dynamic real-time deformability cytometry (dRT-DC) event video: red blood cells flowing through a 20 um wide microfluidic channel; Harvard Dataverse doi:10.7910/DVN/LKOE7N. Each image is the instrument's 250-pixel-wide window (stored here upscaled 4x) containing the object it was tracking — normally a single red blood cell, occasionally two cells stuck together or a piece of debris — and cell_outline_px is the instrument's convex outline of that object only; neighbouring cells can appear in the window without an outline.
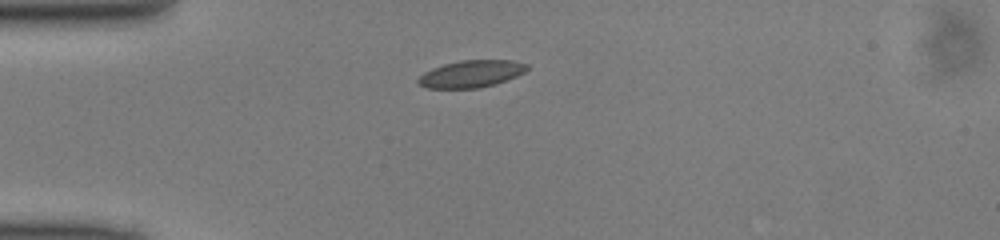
{"species": "common noctule bat (a hibernating species)", "species_latin": "Nyctalus noctula", "temperature_condition": "cold", "stored_images_in_passage": 38, "camera_frame_rate_fps": 3000, "um_per_image_px": 0.085, "animal": {"sex": "male", "body_mass_g": 13.0, "forearm_length_mm": 53.1}, "frame": {"image": 1, "passage_image": 1, "time_ms": 0.0, "image_size_px": [1000, 240], "cell_outline_px": [[528, 68], [524, 72], [516, 76], [496, 84], [480, 88], [428, 88], [416, 84], [416, 80], [424, 72], [432, 68], [444, 64], [460, 60], [512, 60], [528, 64]], "centroid_in_image_um": [40.03, 6.28], "position_along_channel_um": 45.0, "area_um2": 17.28}}
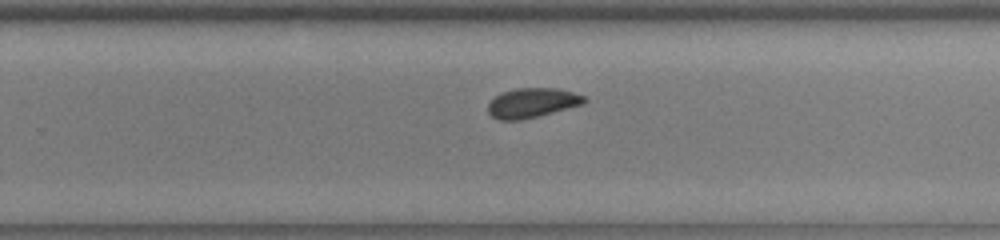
{"frame": {"image": 2, "passage_image": 20, "time_ms": 6.333, "image_size_px": [1000, 240], "cell_outline_px": [[588, 100], [584, 104], [520, 120], [500, 120], [492, 116], [488, 112], [488, 104], [496, 96], [504, 92], [516, 88], [556, 88], [572, 92], [584, 96]], "centroid_in_image_um": [45.24, 8.74], "position_along_channel_um": 284.6, "area_um2": 16.36}}
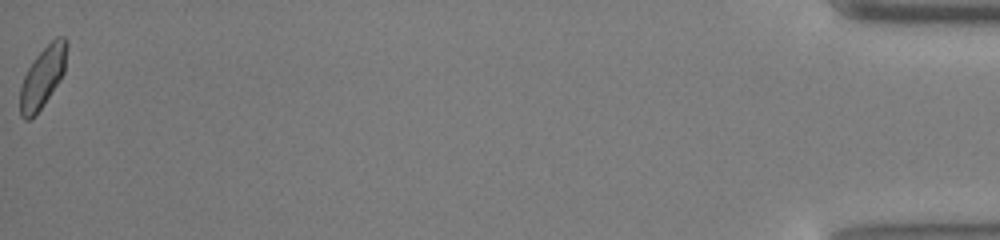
{"frame": {"image": 3, "passage_image": 38, "time_ms": 12.333, "image_size_px": [1000, 240], "cell_outline_px": [[68, 48], [64, 72], [44, 104], [28, 120], [24, 120], [20, 116], [20, 84], [28, 68], [36, 56], [56, 36], [64, 36], [68, 40]], "centroid_in_image_um": [3.64, 6.51], "position_along_channel_um": 431.6, "area_um2": 16.47}}